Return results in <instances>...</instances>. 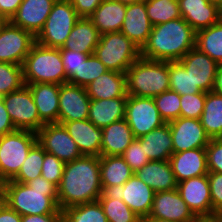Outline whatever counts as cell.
Here are the masks:
<instances>
[{
  "label": "cell",
  "instance_id": "cell-6",
  "mask_svg": "<svg viewBox=\"0 0 222 222\" xmlns=\"http://www.w3.org/2000/svg\"><path fill=\"white\" fill-rule=\"evenodd\" d=\"M94 55L109 71L126 73L140 57V49L120 31L109 32L100 36Z\"/></svg>",
  "mask_w": 222,
  "mask_h": 222
},
{
  "label": "cell",
  "instance_id": "cell-34",
  "mask_svg": "<svg viewBox=\"0 0 222 222\" xmlns=\"http://www.w3.org/2000/svg\"><path fill=\"white\" fill-rule=\"evenodd\" d=\"M195 47L222 65V18L214 25L196 32Z\"/></svg>",
  "mask_w": 222,
  "mask_h": 222
},
{
  "label": "cell",
  "instance_id": "cell-32",
  "mask_svg": "<svg viewBox=\"0 0 222 222\" xmlns=\"http://www.w3.org/2000/svg\"><path fill=\"white\" fill-rule=\"evenodd\" d=\"M134 172L120 155L100 156V177L102 187L123 185Z\"/></svg>",
  "mask_w": 222,
  "mask_h": 222
},
{
  "label": "cell",
  "instance_id": "cell-20",
  "mask_svg": "<svg viewBox=\"0 0 222 222\" xmlns=\"http://www.w3.org/2000/svg\"><path fill=\"white\" fill-rule=\"evenodd\" d=\"M57 0H23L10 22L31 32L35 37L43 29Z\"/></svg>",
  "mask_w": 222,
  "mask_h": 222
},
{
  "label": "cell",
  "instance_id": "cell-29",
  "mask_svg": "<svg viewBox=\"0 0 222 222\" xmlns=\"http://www.w3.org/2000/svg\"><path fill=\"white\" fill-rule=\"evenodd\" d=\"M102 132L101 155L104 156H121L135 139L125 118L102 128Z\"/></svg>",
  "mask_w": 222,
  "mask_h": 222
},
{
  "label": "cell",
  "instance_id": "cell-4",
  "mask_svg": "<svg viewBox=\"0 0 222 222\" xmlns=\"http://www.w3.org/2000/svg\"><path fill=\"white\" fill-rule=\"evenodd\" d=\"M127 95L154 98L170 90L168 62L139 57L126 71Z\"/></svg>",
  "mask_w": 222,
  "mask_h": 222
},
{
  "label": "cell",
  "instance_id": "cell-15",
  "mask_svg": "<svg viewBox=\"0 0 222 222\" xmlns=\"http://www.w3.org/2000/svg\"><path fill=\"white\" fill-rule=\"evenodd\" d=\"M90 101L86 87L68 82L61 84L58 124L88 119Z\"/></svg>",
  "mask_w": 222,
  "mask_h": 222
},
{
  "label": "cell",
  "instance_id": "cell-52",
  "mask_svg": "<svg viewBox=\"0 0 222 222\" xmlns=\"http://www.w3.org/2000/svg\"><path fill=\"white\" fill-rule=\"evenodd\" d=\"M22 216L0 198V222H21Z\"/></svg>",
  "mask_w": 222,
  "mask_h": 222
},
{
  "label": "cell",
  "instance_id": "cell-5",
  "mask_svg": "<svg viewBox=\"0 0 222 222\" xmlns=\"http://www.w3.org/2000/svg\"><path fill=\"white\" fill-rule=\"evenodd\" d=\"M22 67L25 84L67 83L60 48L46 47L35 42Z\"/></svg>",
  "mask_w": 222,
  "mask_h": 222
},
{
  "label": "cell",
  "instance_id": "cell-23",
  "mask_svg": "<svg viewBox=\"0 0 222 222\" xmlns=\"http://www.w3.org/2000/svg\"><path fill=\"white\" fill-rule=\"evenodd\" d=\"M62 125L76 142L82 155L101 156L102 128H98L88 119L64 122Z\"/></svg>",
  "mask_w": 222,
  "mask_h": 222
},
{
  "label": "cell",
  "instance_id": "cell-55",
  "mask_svg": "<svg viewBox=\"0 0 222 222\" xmlns=\"http://www.w3.org/2000/svg\"><path fill=\"white\" fill-rule=\"evenodd\" d=\"M141 222H173V221L147 216L141 219Z\"/></svg>",
  "mask_w": 222,
  "mask_h": 222
},
{
  "label": "cell",
  "instance_id": "cell-43",
  "mask_svg": "<svg viewBox=\"0 0 222 222\" xmlns=\"http://www.w3.org/2000/svg\"><path fill=\"white\" fill-rule=\"evenodd\" d=\"M206 92L180 95V117L200 119L203 113Z\"/></svg>",
  "mask_w": 222,
  "mask_h": 222
},
{
  "label": "cell",
  "instance_id": "cell-9",
  "mask_svg": "<svg viewBox=\"0 0 222 222\" xmlns=\"http://www.w3.org/2000/svg\"><path fill=\"white\" fill-rule=\"evenodd\" d=\"M154 190L135 174L123 185L102 187L99 198L123 200L141 219L149 216L154 200Z\"/></svg>",
  "mask_w": 222,
  "mask_h": 222
},
{
  "label": "cell",
  "instance_id": "cell-17",
  "mask_svg": "<svg viewBox=\"0 0 222 222\" xmlns=\"http://www.w3.org/2000/svg\"><path fill=\"white\" fill-rule=\"evenodd\" d=\"M189 73L195 86L203 92H211L214 88L216 72L219 64L206 53L194 47L179 60Z\"/></svg>",
  "mask_w": 222,
  "mask_h": 222
},
{
  "label": "cell",
  "instance_id": "cell-45",
  "mask_svg": "<svg viewBox=\"0 0 222 222\" xmlns=\"http://www.w3.org/2000/svg\"><path fill=\"white\" fill-rule=\"evenodd\" d=\"M135 173L149 162L140 141L135 138L121 155Z\"/></svg>",
  "mask_w": 222,
  "mask_h": 222
},
{
  "label": "cell",
  "instance_id": "cell-16",
  "mask_svg": "<svg viewBox=\"0 0 222 222\" xmlns=\"http://www.w3.org/2000/svg\"><path fill=\"white\" fill-rule=\"evenodd\" d=\"M169 123L173 153L195 148H206L210 137L206 134L200 119L179 117Z\"/></svg>",
  "mask_w": 222,
  "mask_h": 222
},
{
  "label": "cell",
  "instance_id": "cell-53",
  "mask_svg": "<svg viewBox=\"0 0 222 222\" xmlns=\"http://www.w3.org/2000/svg\"><path fill=\"white\" fill-rule=\"evenodd\" d=\"M21 222H62V214L26 215Z\"/></svg>",
  "mask_w": 222,
  "mask_h": 222
},
{
  "label": "cell",
  "instance_id": "cell-27",
  "mask_svg": "<svg viewBox=\"0 0 222 222\" xmlns=\"http://www.w3.org/2000/svg\"><path fill=\"white\" fill-rule=\"evenodd\" d=\"M149 161H168L173 154V142L169 123L137 138Z\"/></svg>",
  "mask_w": 222,
  "mask_h": 222
},
{
  "label": "cell",
  "instance_id": "cell-19",
  "mask_svg": "<svg viewBox=\"0 0 222 222\" xmlns=\"http://www.w3.org/2000/svg\"><path fill=\"white\" fill-rule=\"evenodd\" d=\"M181 17L197 32L222 18V8L210 0H178Z\"/></svg>",
  "mask_w": 222,
  "mask_h": 222
},
{
  "label": "cell",
  "instance_id": "cell-12",
  "mask_svg": "<svg viewBox=\"0 0 222 222\" xmlns=\"http://www.w3.org/2000/svg\"><path fill=\"white\" fill-rule=\"evenodd\" d=\"M36 37L10 21L0 29V62L22 66Z\"/></svg>",
  "mask_w": 222,
  "mask_h": 222
},
{
  "label": "cell",
  "instance_id": "cell-30",
  "mask_svg": "<svg viewBox=\"0 0 222 222\" xmlns=\"http://www.w3.org/2000/svg\"><path fill=\"white\" fill-rule=\"evenodd\" d=\"M100 36L98 29L89 18L80 17L71 30L63 48L91 55L94 54Z\"/></svg>",
  "mask_w": 222,
  "mask_h": 222
},
{
  "label": "cell",
  "instance_id": "cell-51",
  "mask_svg": "<svg viewBox=\"0 0 222 222\" xmlns=\"http://www.w3.org/2000/svg\"><path fill=\"white\" fill-rule=\"evenodd\" d=\"M23 0H0V14L8 21L16 14Z\"/></svg>",
  "mask_w": 222,
  "mask_h": 222
},
{
  "label": "cell",
  "instance_id": "cell-48",
  "mask_svg": "<svg viewBox=\"0 0 222 222\" xmlns=\"http://www.w3.org/2000/svg\"><path fill=\"white\" fill-rule=\"evenodd\" d=\"M212 203V218L214 214L222 210V173L208 172L207 174Z\"/></svg>",
  "mask_w": 222,
  "mask_h": 222
},
{
  "label": "cell",
  "instance_id": "cell-36",
  "mask_svg": "<svg viewBox=\"0 0 222 222\" xmlns=\"http://www.w3.org/2000/svg\"><path fill=\"white\" fill-rule=\"evenodd\" d=\"M146 12L153 26L181 17L175 0H146Z\"/></svg>",
  "mask_w": 222,
  "mask_h": 222
},
{
  "label": "cell",
  "instance_id": "cell-57",
  "mask_svg": "<svg viewBox=\"0 0 222 222\" xmlns=\"http://www.w3.org/2000/svg\"><path fill=\"white\" fill-rule=\"evenodd\" d=\"M215 222H222V210L216 212L213 216Z\"/></svg>",
  "mask_w": 222,
  "mask_h": 222
},
{
  "label": "cell",
  "instance_id": "cell-35",
  "mask_svg": "<svg viewBox=\"0 0 222 222\" xmlns=\"http://www.w3.org/2000/svg\"><path fill=\"white\" fill-rule=\"evenodd\" d=\"M62 222H108L99 201L62 209Z\"/></svg>",
  "mask_w": 222,
  "mask_h": 222
},
{
  "label": "cell",
  "instance_id": "cell-33",
  "mask_svg": "<svg viewBox=\"0 0 222 222\" xmlns=\"http://www.w3.org/2000/svg\"><path fill=\"white\" fill-rule=\"evenodd\" d=\"M201 125L211 139L222 137V96L213 91L206 93Z\"/></svg>",
  "mask_w": 222,
  "mask_h": 222
},
{
  "label": "cell",
  "instance_id": "cell-47",
  "mask_svg": "<svg viewBox=\"0 0 222 222\" xmlns=\"http://www.w3.org/2000/svg\"><path fill=\"white\" fill-rule=\"evenodd\" d=\"M206 156L208 171L222 173V137L210 139L206 147Z\"/></svg>",
  "mask_w": 222,
  "mask_h": 222
},
{
  "label": "cell",
  "instance_id": "cell-8",
  "mask_svg": "<svg viewBox=\"0 0 222 222\" xmlns=\"http://www.w3.org/2000/svg\"><path fill=\"white\" fill-rule=\"evenodd\" d=\"M79 18L69 0H57L43 29L36 36V42L46 47H63Z\"/></svg>",
  "mask_w": 222,
  "mask_h": 222
},
{
  "label": "cell",
  "instance_id": "cell-2",
  "mask_svg": "<svg viewBox=\"0 0 222 222\" xmlns=\"http://www.w3.org/2000/svg\"><path fill=\"white\" fill-rule=\"evenodd\" d=\"M0 198L21 216L62 214L57 187L42 176L26 184L11 180L2 183Z\"/></svg>",
  "mask_w": 222,
  "mask_h": 222
},
{
  "label": "cell",
  "instance_id": "cell-56",
  "mask_svg": "<svg viewBox=\"0 0 222 222\" xmlns=\"http://www.w3.org/2000/svg\"><path fill=\"white\" fill-rule=\"evenodd\" d=\"M113 1H117V2H120V3L125 4V5H129V4H134V3L141 2L143 0H113Z\"/></svg>",
  "mask_w": 222,
  "mask_h": 222
},
{
  "label": "cell",
  "instance_id": "cell-18",
  "mask_svg": "<svg viewBox=\"0 0 222 222\" xmlns=\"http://www.w3.org/2000/svg\"><path fill=\"white\" fill-rule=\"evenodd\" d=\"M149 216L173 222H194L197 219L177 188L155 193Z\"/></svg>",
  "mask_w": 222,
  "mask_h": 222
},
{
  "label": "cell",
  "instance_id": "cell-44",
  "mask_svg": "<svg viewBox=\"0 0 222 222\" xmlns=\"http://www.w3.org/2000/svg\"><path fill=\"white\" fill-rule=\"evenodd\" d=\"M65 163L55 155L44 151V161L41 168V176L57 188L60 185Z\"/></svg>",
  "mask_w": 222,
  "mask_h": 222
},
{
  "label": "cell",
  "instance_id": "cell-26",
  "mask_svg": "<svg viewBox=\"0 0 222 222\" xmlns=\"http://www.w3.org/2000/svg\"><path fill=\"white\" fill-rule=\"evenodd\" d=\"M91 100L128 97L126 73L108 71L86 87Z\"/></svg>",
  "mask_w": 222,
  "mask_h": 222
},
{
  "label": "cell",
  "instance_id": "cell-22",
  "mask_svg": "<svg viewBox=\"0 0 222 222\" xmlns=\"http://www.w3.org/2000/svg\"><path fill=\"white\" fill-rule=\"evenodd\" d=\"M176 181L208 174L206 148L173 153L169 159Z\"/></svg>",
  "mask_w": 222,
  "mask_h": 222
},
{
  "label": "cell",
  "instance_id": "cell-38",
  "mask_svg": "<svg viewBox=\"0 0 222 222\" xmlns=\"http://www.w3.org/2000/svg\"><path fill=\"white\" fill-rule=\"evenodd\" d=\"M43 161L44 149L36 142L29 150L28 156L23 162L18 174L11 181L26 184L28 181L41 176Z\"/></svg>",
  "mask_w": 222,
  "mask_h": 222
},
{
  "label": "cell",
  "instance_id": "cell-54",
  "mask_svg": "<svg viewBox=\"0 0 222 222\" xmlns=\"http://www.w3.org/2000/svg\"><path fill=\"white\" fill-rule=\"evenodd\" d=\"M213 92L222 96V65L217 69Z\"/></svg>",
  "mask_w": 222,
  "mask_h": 222
},
{
  "label": "cell",
  "instance_id": "cell-50",
  "mask_svg": "<svg viewBox=\"0 0 222 222\" xmlns=\"http://www.w3.org/2000/svg\"><path fill=\"white\" fill-rule=\"evenodd\" d=\"M17 130L6 110L3 98H0V137Z\"/></svg>",
  "mask_w": 222,
  "mask_h": 222
},
{
  "label": "cell",
  "instance_id": "cell-21",
  "mask_svg": "<svg viewBox=\"0 0 222 222\" xmlns=\"http://www.w3.org/2000/svg\"><path fill=\"white\" fill-rule=\"evenodd\" d=\"M152 26L146 12V0L126 6V15L120 32L140 50L146 44Z\"/></svg>",
  "mask_w": 222,
  "mask_h": 222
},
{
  "label": "cell",
  "instance_id": "cell-41",
  "mask_svg": "<svg viewBox=\"0 0 222 222\" xmlns=\"http://www.w3.org/2000/svg\"><path fill=\"white\" fill-rule=\"evenodd\" d=\"M25 85L23 67L8 62H0V96L21 89Z\"/></svg>",
  "mask_w": 222,
  "mask_h": 222
},
{
  "label": "cell",
  "instance_id": "cell-49",
  "mask_svg": "<svg viewBox=\"0 0 222 222\" xmlns=\"http://www.w3.org/2000/svg\"><path fill=\"white\" fill-rule=\"evenodd\" d=\"M79 17L88 18L103 0H69Z\"/></svg>",
  "mask_w": 222,
  "mask_h": 222
},
{
  "label": "cell",
  "instance_id": "cell-39",
  "mask_svg": "<svg viewBox=\"0 0 222 222\" xmlns=\"http://www.w3.org/2000/svg\"><path fill=\"white\" fill-rule=\"evenodd\" d=\"M98 201L108 222H141V218L123 200L118 198H99Z\"/></svg>",
  "mask_w": 222,
  "mask_h": 222
},
{
  "label": "cell",
  "instance_id": "cell-10",
  "mask_svg": "<svg viewBox=\"0 0 222 222\" xmlns=\"http://www.w3.org/2000/svg\"><path fill=\"white\" fill-rule=\"evenodd\" d=\"M2 98L16 129L37 132L44 125L27 85Z\"/></svg>",
  "mask_w": 222,
  "mask_h": 222
},
{
  "label": "cell",
  "instance_id": "cell-31",
  "mask_svg": "<svg viewBox=\"0 0 222 222\" xmlns=\"http://www.w3.org/2000/svg\"><path fill=\"white\" fill-rule=\"evenodd\" d=\"M127 97L91 100L88 120L98 128H104L111 123L125 118Z\"/></svg>",
  "mask_w": 222,
  "mask_h": 222
},
{
  "label": "cell",
  "instance_id": "cell-37",
  "mask_svg": "<svg viewBox=\"0 0 222 222\" xmlns=\"http://www.w3.org/2000/svg\"><path fill=\"white\" fill-rule=\"evenodd\" d=\"M170 90L179 95H191L202 91L194 85L189 73L180 61H168Z\"/></svg>",
  "mask_w": 222,
  "mask_h": 222
},
{
  "label": "cell",
  "instance_id": "cell-3",
  "mask_svg": "<svg viewBox=\"0 0 222 222\" xmlns=\"http://www.w3.org/2000/svg\"><path fill=\"white\" fill-rule=\"evenodd\" d=\"M196 46V31L182 18L152 26L140 57L157 61H179Z\"/></svg>",
  "mask_w": 222,
  "mask_h": 222
},
{
  "label": "cell",
  "instance_id": "cell-40",
  "mask_svg": "<svg viewBox=\"0 0 222 222\" xmlns=\"http://www.w3.org/2000/svg\"><path fill=\"white\" fill-rule=\"evenodd\" d=\"M108 71L104 64L94 54H91L85 62L81 64L78 73H75L68 80V83L87 87L92 81Z\"/></svg>",
  "mask_w": 222,
  "mask_h": 222
},
{
  "label": "cell",
  "instance_id": "cell-1",
  "mask_svg": "<svg viewBox=\"0 0 222 222\" xmlns=\"http://www.w3.org/2000/svg\"><path fill=\"white\" fill-rule=\"evenodd\" d=\"M57 189L60 210L98 201L102 193L100 157L82 155L66 162Z\"/></svg>",
  "mask_w": 222,
  "mask_h": 222
},
{
  "label": "cell",
  "instance_id": "cell-24",
  "mask_svg": "<svg viewBox=\"0 0 222 222\" xmlns=\"http://www.w3.org/2000/svg\"><path fill=\"white\" fill-rule=\"evenodd\" d=\"M25 85L30 88L40 120L44 124L58 123L60 85L54 83Z\"/></svg>",
  "mask_w": 222,
  "mask_h": 222
},
{
  "label": "cell",
  "instance_id": "cell-25",
  "mask_svg": "<svg viewBox=\"0 0 222 222\" xmlns=\"http://www.w3.org/2000/svg\"><path fill=\"white\" fill-rule=\"evenodd\" d=\"M134 174L151 187L155 193L177 188L178 183L169 160L149 161Z\"/></svg>",
  "mask_w": 222,
  "mask_h": 222
},
{
  "label": "cell",
  "instance_id": "cell-42",
  "mask_svg": "<svg viewBox=\"0 0 222 222\" xmlns=\"http://www.w3.org/2000/svg\"><path fill=\"white\" fill-rule=\"evenodd\" d=\"M157 109L165 123L180 117V95L172 90H167L154 98Z\"/></svg>",
  "mask_w": 222,
  "mask_h": 222
},
{
  "label": "cell",
  "instance_id": "cell-13",
  "mask_svg": "<svg viewBox=\"0 0 222 222\" xmlns=\"http://www.w3.org/2000/svg\"><path fill=\"white\" fill-rule=\"evenodd\" d=\"M36 133L37 142L44 151L55 155L64 163L82 156L76 142L63 125L58 123L44 124Z\"/></svg>",
  "mask_w": 222,
  "mask_h": 222
},
{
  "label": "cell",
  "instance_id": "cell-28",
  "mask_svg": "<svg viewBox=\"0 0 222 222\" xmlns=\"http://www.w3.org/2000/svg\"><path fill=\"white\" fill-rule=\"evenodd\" d=\"M126 6L117 1L103 0L88 18L101 35L109 32H118L123 26Z\"/></svg>",
  "mask_w": 222,
  "mask_h": 222
},
{
  "label": "cell",
  "instance_id": "cell-58",
  "mask_svg": "<svg viewBox=\"0 0 222 222\" xmlns=\"http://www.w3.org/2000/svg\"><path fill=\"white\" fill-rule=\"evenodd\" d=\"M9 22L3 15L0 14V29Z\"/></svg>",
  "mask_w": 222,
  "mask_h": 222
},
{
  "label": "cell",
  "instance_id": "cell-60",
  "mask_svg": "<svg viewBox=\"0 0 222 222\" xmlns=\"http://www.w3.org/2000/svg\"><path fill=\"white\" fill-rule=\"evenodd\" d=\"M210 1L218 4L222 8V0H210Z\"/></svg>",
  "mask_w": 222,
  "mask_h": 222
},
{
  "label": "cell",
  "instance_id": "cell-14",
  "mask_svg": "<svg viewBox=\"0 0 222 222\" xmlns=\"http://www.w3.org/2000/svg\"><path fill=\"white\" fill-rule=\"evenodd\" d=\"M177 189L197 219L212 218L211 192L207 175L178 182Z\"/></svg>",
  "mask_w": 222,
  "mask_h": 222
},
{
  "label": "cell",
  "instance_id": "cell-7",
  "mask_svg": "<svg viewBox=\"0 0 222 222\" xmlns=\"http://www.w3.org/2000/svg\"><path fill=\"white\" fill-rule=\"evenodd\" d=\"M37 142V133L15 130L0 137V185L19 172L29 150Z\"/></svg>",
  "mask_w": 222,
  "mask_h": 222
},
{
  "label": "cell",
  "instance_id": "cell-59",
  "mask_svg": "<svg viewBox=\"0 0 222 222\" xmlns=\"http://www.w3.org/2000/svg\"><path fill=\"white\" fill-rule=\"evenodd\" d=\"M199 222H215L213 218L211 219H199Z\"/></svg>",
  "mask_w": 222,
  "mask_h": 222
},
{
  "label": "cell",
  "instance_id": "cell-11",
  "mask_svg": "<svg viewBox=\"0 0 222 222\" xmlns=\"http://www.w3.org/2000/svg\"><path fill=\"white\" fill-rule=\"evenodd\" d=\"M125 120L135 138L148 134L165 124L153 98L131 95L127 97Z\"/></svg>",
  "mask_w": 222,
  "mask_h": 222
},
{
  "label": "cell",
  "instance_id": "cell-46",
  "mask_svg": "<svg viewBox=\"0 0 222 222\" xmlns=\"http://www.w3.org/2000/svg\"><path fill=\"white\" fill-rule=\"evenodd\" d=\"M61 58L64 65V70L68 80L75 74L78 73V69L89 57V54L79 52L77 50H67L60 47Z\"/></svg>",
  "mask_w": 222,
  "mask_h": 222
}]
</instances>
